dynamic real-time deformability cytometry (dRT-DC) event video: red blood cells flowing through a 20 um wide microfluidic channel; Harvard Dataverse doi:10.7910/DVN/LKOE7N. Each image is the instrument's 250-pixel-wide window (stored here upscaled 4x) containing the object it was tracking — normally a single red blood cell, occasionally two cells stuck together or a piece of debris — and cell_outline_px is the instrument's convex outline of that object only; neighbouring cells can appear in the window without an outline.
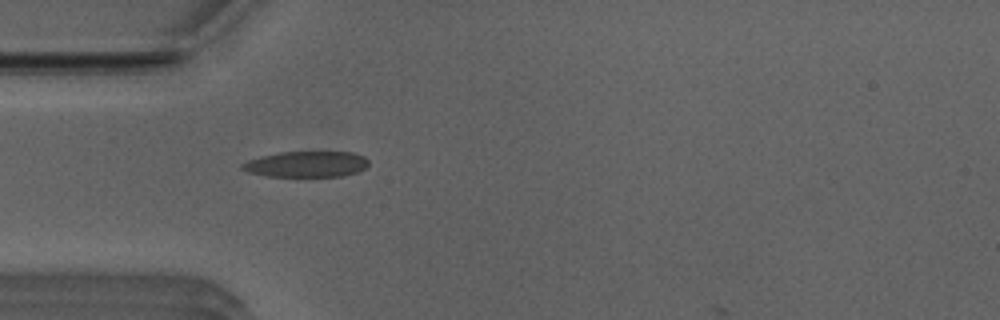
{"species": "Egyptian fruit bat (a non-hibernating species)", "species_latin": "Rousettus aegyptiacus", "temperature_condition": "room temperature", "stored_images_in_passage": 34, "camera_frame_rate_fps": 3000, "um_per_image_px": 0.085, "animal": {"sex": "male"}, "frame": {"image": 1, "passage_image": 2, "time_ms": 0.333, "image_size_px": [1000, 320], "cell_outline_px": [[368, 164], [360, 172], [344, 176], [268, 176], [248, 172], [240, 168], [240, 164], [248, 160], [280, 152], [352, 152], [364, 156], [368, 160]], "centroid_in_image_um": [26.07, 13.96], "position_along_channel_um": 58.9, "area_um2": 19.02}}
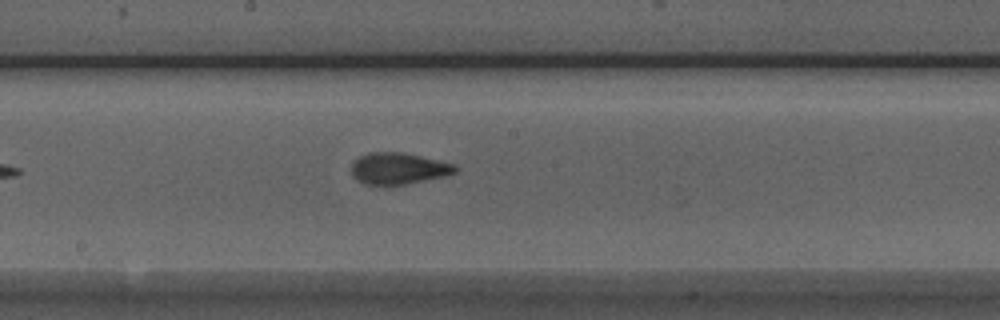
{"frame": {"image": 2, "passage_image": 14, "time_ms": 4.333, "image_size_px": [1000, 320], "cell_outline_px": [[456, 172], [444, 176], [404, 184], [364, 184], [356, 180], [352, 176], [352, 164], [360, 156], [372, 152], [400, 152], [420, 156], [452, 164], [456, 168]], "centroid_in_image_um": [33.81, 14.32], "position_along_channel_um": 214.4, "area_um2": 18.55}}
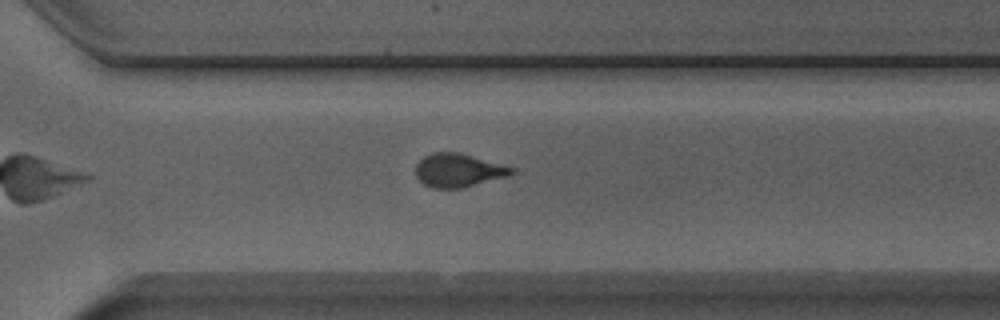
{"frame": {"image": 3, "passage_image": 23, "time_ms": 7.333, "image_size_px": [1000, 320], "cell_outline_px": [[512, 172], [508, 176], [460, 188], [432, 188], [424, 184], [416, 176], [416, 164], [424, 156], [432, 152], [456, 152], [472, 156], [512, 168]], "centroid_in_image_um": [38.88, 14.48], "position_along_channel_um": 331.7, "area_um2": 18.21}, "authors_computed_cell_mechanics": {"area_um2": 18.8717, "velocity_mm_per_s": 3.9325, "shape_relaxation_time_tau1_ms": 6.7523, "shape_relaxation_time_tau2_ms": 0.9832, "deformation_change_tau1": 0.1983, "deformation_change_tau2": 0.0682}}